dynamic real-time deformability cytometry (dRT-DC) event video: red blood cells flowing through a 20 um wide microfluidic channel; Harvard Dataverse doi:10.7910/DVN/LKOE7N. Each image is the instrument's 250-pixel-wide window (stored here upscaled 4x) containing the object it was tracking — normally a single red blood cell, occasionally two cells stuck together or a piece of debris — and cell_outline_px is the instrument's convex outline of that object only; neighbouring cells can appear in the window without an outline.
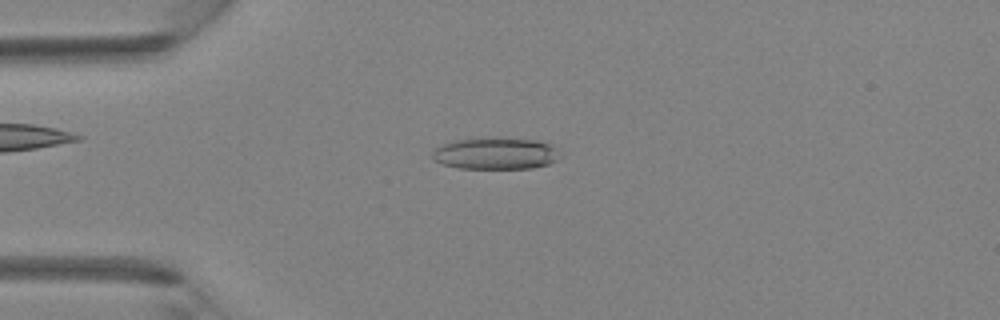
{"species": "Egyptian fruit bat (a non-hibernating species)", "species_latin": "Rousettus aegyptiacus", "temperature_condition": "room temperature", "stored_images_in_passage": 41, "camera_frame_rate_fps": 3000, "um_per_image_px": 0.085, "animal": {"sex": "female"}, "frame": {"image": 1, "passage_image": 10, "time_ms": 3.0, "image_size_px": [1000, 320], "cell_outline_px": [[560, 156], [556, 160], [548, 164], [532, 168], [460, 168], [444, 164], [432, 160], [432, 152], [436, 148], [444, 144], [456, 140], [536, 140], [548, 144]], "centroid_in_image_um": [42.08, 13.09], "position_along_channel_um": 42.9, "area_um2": 22.43}}
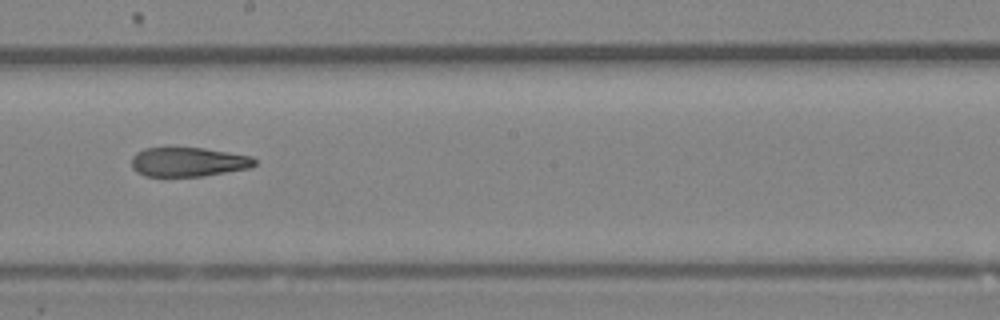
{"frame": {"image": 2, "passage_image": 23, "time_ms": 7.333, "image_size_px": [1000, 320], "cell_outline_px": [[256, 164], [248, 168], [204, 176], [144, 176], [136, 172], [132, 168], [132, 156], [136, 152], [144, 148], [204, 148], [252, 156], [256, 160]], "centroid_in_image_um": [15.98, 13.76], "position_along_channel_um": 232.2, "area_um2": 20.98}}
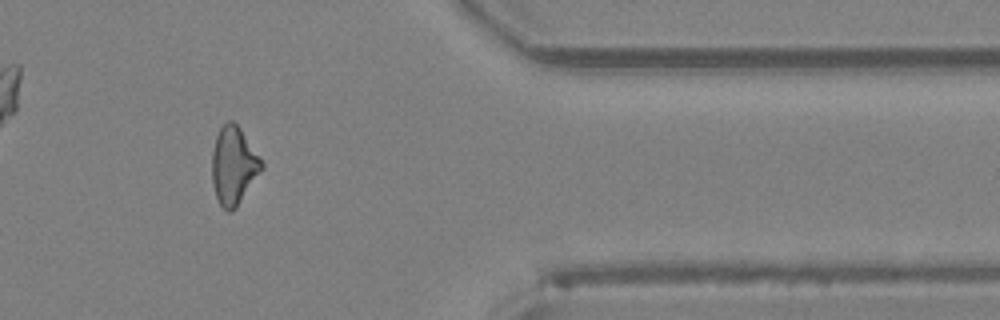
{"frame": {"image": 3, "passage_image": 34, "time_ms": 11.0, "image_size_px": [1000, 320], "cell_outline_px": [[264, 168], [236, 208], [232, 212], [228, 212], [220, 204], [216, 196], [212, 180], [212, 152], [216, 136], [220, 128], [228, 120], [232, 120], [240, 128], [260, 156], [264, 164]], "centroid_in_image_um": [19.87, 14.08], "position_along_channel_um": 391.5, "area_um2": 22.54}}